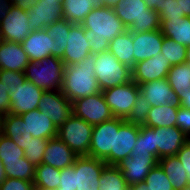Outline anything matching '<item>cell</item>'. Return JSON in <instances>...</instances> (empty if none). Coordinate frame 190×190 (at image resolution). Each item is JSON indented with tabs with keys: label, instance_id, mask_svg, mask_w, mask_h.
I'll return each instance as SVG.
<instances>
[{
	"label": "cell",
	"instance_id": "14",
	"mask_svg": "<svg viewBox=\"0 0 190 190\" xmlns=\"http://www.w3.org/2000/svg\"><path fill=\"white\" fill-rule=\"evenodd\" d=\"M8 92L11 102L10 114L22 115L37 109L44 90L37 87L33 82L26 80L23 84L16 85Z\"/></svg>",
	"mask_w": 190,
	"mask_h": 190
},
{
	"label": "cell",
	"instance_id": "25",
	"mask_svg": "<svg viewBox=\"0 0 190 190\" xmlns=\"http://www.w3.org/2000/svg\"><path fill=\"white\" fill-rule=\"evenodd\" d=\"M33 138L51 139L57 137V127L49 117L35 109L20 115Z\"/></svg>",
	"mask_w": 190,
	"mask_h": 190
},
{
	"label": "cell",
	"instance_id": "11",
	"mask_svg": "<svg viewBox=\"0 0 190 190\" xmlns=\"http://www.w3.org/2000/svg\"><path fill=\"white\" fill-rule=\"evenodd\" d=\"M24 1L28 9V22L33 31L44 30L47 26L63 19L62 2Z\"/></svg>",
	"mask_w": 190,
	"mask_h": 190
},
{
	"label": "cell",
	"instance_id": "18",
	"mask_svg": "<svg viewBox=\"0 0 190 190\" xmlns=\"http://www.w3.org/2000/svg\"><path fill=\"white\" fill-rule=\"evenodd\" d=\"M66 43L67 46L64 50V56L61 59L65 65L76 64L91 54L90 44L85 37L82 24L71 25Z\"/></svg>",
	"mask_w": 190,
	"mask_h": 190
},
{
	"label": "cell",
	"instance_id": "24",
	"mask_svg": "<svg viewBox=\"0 0 190 190\" xmlns=\"http://www.w3.org/2000/svg\"><path fill=\"white\" fill-rule=\"evenodd\" d=\"M29 62L21 44L0 40V70L25 72Z\"/></svg>",
	"mask_w": 190,
	"mask_h": 190
},
{
	"label": "cell",
	"instance_id": "49",
	"mask_svg": "<svg viewBox=\"0 0 190 190\" xmlns=\"http://www.w3.org/2000/svg\"><path fill=\"white\" fill-rule=\"evenodd\" d=\"M7 87L0 82V116L10 113L11 102Z\"/></svg>",
	"mask_w": 190,
	"mask_h": 190
},
{
	"label": "cell",
	"instance_id": "7",
	"mask_svg": "<svg viewBox=\"0 0 190 190\" xmlns=\"http://www.w3.org/2000/svg\"><path fill=\"white\" fill-rule=\"evenodd\" d=\"M93 125L72 114L57 129V137L61 139L77 156H88L91 144Z\"/></svg>",
	"mask_w": 190,
	"mask_h": 190
},
{
	"label": "cell",
	"instance_id": "61",
	"mask_svg": "<svg viewBox=\"0 0 190 190\" xmlns=\"http://www.w3.org/2000/svg\"><path fill=\"white\" fill-rule=\"evenodd\" d=\"M56 190H71V189H59V188H58V189H56Z\"/></svg>",
	"mask_w": 190,
	"mask_h": 190
},
{
	"label": "cell",
	"instance_id": "27",
	"mask_svg": "<svg viewBox=\"0 0 190 190\" xmlns=\"http://www.w3.org/2000/svg\"><path fill=\"white\" fill-rule=\"evenodd\" d=\"M104 7L102 0H62L63 19L82 24L94 8Z\"/></svg>",
	"mask_w": 190,
	"mask_h": 190
},
{
	"label": "cell",
	"instance_id": "40",
	"mask_svg": "<svg viewBox=\"0 0 190 190\" xmlns=\"http://www.w3.org/2000/svg\"><path fill=\"white\" fill-rule=\"evenodd\" d=\"M144 183L147 186V190H174L170 180L159 164L149 171L144 179Z\"/></svg>",
	"mask_w": 190,
	"mask_h": 190
},
{
	"label": "cell",
	"instance_id": "17",
	"mask_svg": "<svg viewBox=\"0 0 190 190\" xmlns=\"http://www.w3.org/2000/svg\"><path fill=\"white\" fill-rule=\"evenodd\" d=\"M170 61L164 55L153 56L134 65L132 71V81L137 85L144 84L152 80L166 79L171 69Z\"/></svg>",
	"mask_w": 190,
	"mask_h": 190
},
{
	"label": "cell",
	"instance_id": "47",
	"mask_svg": "<svg viewBox=\"0 0 190 190\" xmlns=\"http://www.w3.org/2000/svg\"><path fill=\"white\" fill-rule=\"evenodd\" d=\"M136 156H154L148 151L147 137L140 131L133 147L130 157Z\"/></svg>",
	"mask_w": 190,
	"mask_h": 190
},
{
	"label": "cell",
	"instance_id": "3",
	"mask_svg": "<svg viewBox=\"0 0 190 190\" xmlns=\"http://www.w3.org/2000/svg\"><path fill=\"white\" fill-rule=\"evenodd\" d=\"M24 0H0V40L21 44L33 31Z\"/></svg>",
	"mask_w": 190,
	"mask_h": 190
},
{
	"label": "cell",
	"instance_id": "50",
	"mask_svg": "<svg viewBox=\"0 0 190 190\" xmlns=\"http://www.w3.org/2000/svg\"><path fill=\"white\" fill-rule=\"evenodd\" d=\"M146 3V6L160 13L164 8H166L172 0H143Z\"/></svg>",
	"mask_w": 190,
	"mask_h": 190
},
{
	"label": "cell",
	"instance_id": "12",
	"mask_svg": "<svg viewBox=\"0 0 190 190\" xmlns=\"http://www.w3.org/2000/svg\"><path fill=\"white\" fill-rule=\"evenodd\" d=\"M106 165L100 159L78 156L74 162L75 190H99V178Z\"/></svg>",
	"mask_w": 190,
	"mask_h": 190
},
{
	"label": "cell",
	"instance_id": "34",
	"mask_svg": "<svg viewBox=\"0 0 190 190\" xmlns=\"http://www.w3.org/2000/svg\"><path fill=\"white\" fill-rule=\"evenodd\" d=\"M99 190H128V185L117 165H106L99 178Z\"/></svg>",
	"mask_w": 190,
	"mask_h": 190
},
{
	"label": "cell",
	"instance_id": "54",
	"mask_svg": "<svg viewBox=\"0 0 190 190\" xmlns=\"http://www.w3.org/2000/svg\"><path fill=\"white\" fill-rule=\"evenodd\" d=\"M128 190H147V186L144 182H141L128 186Z\"/></svg>",
	"mask_w": 190,
	"mask_h": 190
},
{
	"label": "cell",
	"instance_id": "6",
	"mask_svg": "<svg viewBox=\"0 0 190 190\" xmlns=\"http://www.w3.org/2000/svg\"><path fill=\"white\" fill-rule=\"evenodd\" d=\"M94 74L101 91L132 81L131 69L109 51L95 54Z\"/></svg>",
	"mask_w": 190,
	"mask_h": 190
},
{
	"label": "cell",
	"instance_id": "42",
	"mask_svg": "<svg viewBox=\"0 0 190 190\" xmlns=\"http://www.w3.org/2000/svg\"><path fill=\"white\" fill-rule=\"evenodd\" d=\"M26 81L24 72L0 70V82L12 90L16 85L23 84Z\"/></svg>",
	"mask_w": 190,
	"mask_h": 190
},
{
	"label": "cell",
	"instance_id": "52",
	"mask_svg": "<svg viewBox=\"0 0 190 190\" xmlns=\"http://www.w3.org/2000/svg\"><path fill=\"white\" fill-rule=\"evenodd\" d=\"M181 11L184 12L185 17H190V0H177Z\"/></svg>",
	"mask_w": 190,
	"mask_h": 190
},
{
	"label": "cell",
	"instance_id": "55",
	"mask_svg": "<svg viewBox=\"0 0 190 190\" xmlns=\"http://www.w3.org/2000/svg\"><path fill=\"white\" fill-rule=\"evenodd\" d=\"M7 179V175L4 169V165L0 159V185Z\"/></svg>",
	"mask_w": 190,
	"mask_h": 190
},
{
	"label": "cell",
	"instance_id": "44",
	"mask_svg": "<svg viewBox=\"0 0 190 190\" xmlns=\"http://www.w3.org/2000/svg\"><path fill=\"white\" fill-rule=\"evenodd\" d=\"M176 127L181 130L187 138L190 136V109L178 106Z\"/></svg>",
	"mask_w": 190,
	"mask_h": 190
},
{
	"label": "cell",
	"instance_id": "5",
	"mask_svg": "<svg viewBox=\"0 0 190 190\" xmlns=\"http://www.w3.org/2000/svg\"><path fill=\"white\" fill-rule=\"evenodd\" d=\"M65 64L55 56H48L39 62L30 61L25 69L26 80L44 91L61 90Z\"/></svg>",
	"mask_w": 190,
	"mask_h": 190
},
{
	"label": "cell",
	"instance_id": "33",
	"mask_svg": "<svg viewBox=\"0 0 190 190\" xmlns=\"http://www.w3.org/2000/svg\"><path fill=\"white\" fill-rule=\"evenodd\" d=\"M61 170L42 163L36 166L34 187L35 190H56L60 186Z\"/></svg>",
	"mask_w": 190,
	"mask_h": 190
},
{
	"label": "cell",
	"instance_id": "46",
	"mask_svg": "<svg viewBox=\"0 0 190 190\" xmlns=\"http://www.w3.org/2000/svg\"><path fill=\"white\" fill-rule=\"evenodd\" d=\"M160 20L161 19H180L184 18V12L181 11L177 0H172V2L164 8L160 13Z\"/></svg>",
	"mask_w": 190,
	"mask_h": 190
},
{
	"label": "cell",
	"instance_id": "32",
	"mask_svg": "<svg viewBox=\"0 0 190 190\" xmlns=\"http://www.w3.org/2000/svg\"><path fill=\"white\" fill-rule=\"evenodd\" d=\"M166 79L178 97L188 95L190 93V64L184 62L173 65Z\"/></svg>",
	"mask_w": 190,
	"mask_h": 190
},
{
	"label": "cell",
	"instance_id": "28",
	"mask_svg": "<svg viewBox=\"0 0 190 190\" xmlns=\"http://www.w3.org/2000/svg\"><path fill=\"white\" fill-rule=\"evenodd\" d=\"M160 30L165 38H170L187 48L190 46V17L161 19Z\"/></svg>",
	"mask_w": 190,
	"mask_h": 190
},
{
	"label": "cell",
	"instance_id": "59",
	"mask_svg": "<svg viewBox=\"0 0 190 190\" xmlns=\"http://www.w3.org/2000/svg\"><path fill=\"white\" fill-rule=\"evenodd\" d=\"M1 116H0V134L2 133V130H1Z\"/></svg>",
	"mask_w": 190,
	"mask_h": 190
},
{
	"label": "cell",
	"instance_id": "30",
	"mask_svg": "<svg viewBox=\"0 0 190 190\" xmlns=\"http://www.w3.org/2000/svg\"><path fill=\"white\" fill-rule=\"evenodd\" d=\"M158 164L167 175L174 190H183L187 186H190L187 180V174L183 168L184 166L176 155L161 158L158 160Z\"/></svg>",
	"mask_w": 190,
	"mask_h": 190
},
{
	"label": "cell",
	"instance_id": "19",
	"mask_svg": "<svg viewBox=\"0 0 190 190\" xmlns=\"http://www.w3.org/2000/svg\"><path fill=\"white\" fill-rule=\"evenodd\" d=\"M21 45L32 62H39L48 56H55V40L45 29L31 31Z\"/></svg>",
	"mask_w": 190,
	"mask_h": 190
},
{
	"label": "cell",
	"instance_id": "2",
	"mask_svg": "<svg viewBox=\"0 0 190 190\" xmlns=\"http://www.w3.org/2000/svg\"><path fill=\"white\" fill-rule=\"evenodd\" d=\"M95 54L73 65H65L61 92L71 102L101 93L100 86L94 74Z\"/></svg>",
	"mask_w": 190,
	"mask_h": 190
},
{
	"label": "cell",
	"instance_id": "10",
	"mask_svg": "<svg viewBox=\"0 0 190 190\" xmlns=\"http://www.w3.org/2000/svg\"><path fill=\"white\" fill-rule=\"evenodd\" d=\"M73 114L91 125H97L114 116L101 93L72 102Z\"/></svg>",
	"mask_w": 190,
	"mask_h": 190
},
{
	"label": "cell",
	"instance_id": "57",
	"mask_svg": "<svg viewBox=\"0 0 190 190\" xmlns=\"http://www.w3.org/2000/svg\"><path fill=\"white\" fill-rule=\"evenodd\" d=\"M185 62L190 64V46L187 48L186 61Z\"/></svg>",
	"mask_w": 190,
	"mask_h": 190
},
{
	"label": "cell",
	"instance_id": "21",
	"mask_svg": "<svg viewBox=\"0 0 190 190\" xmlns=\"http://www.w3.org/2000/svg\"><path fill=\"white\" fill-rule=\"evenodd\" d=\"M140 92L145 96L149 105L153 106H168L179 105V97L172 90L167 79L152 80L139 85Z\"/></svg>",
	"mask_w": 190,
	"mask_h": 190
},
{
	"label": "cell",
	"instance_id": "36",
	"mask_svg": "<svg viewBox=\"0 0 190 190\" xmlns=\"http://www.w3.org/2000/svg\"><path fill=\"white\" fill-rule=\"evenodd\" d=\"M8 178L34 181L36 166L23 157L22 161L3 163Z\"/></svg>",
	"mask_w": 190,
	"mask_h": 190
},
{
	"label": "cell",
	"instance_id": "13",
	"mask_svg": "<svg viewBox=\"0 0 190 190\" xmlns=\"http://www.w3.org/2000/svg\"><path fill=\"white\" fill-rule=\"evenodd\" d=\"M37 109L49 117L57 128L73 114L72 102L60 90L44 91Z\"/></svg>",
	"mask_w": 190,
	"mask_h": 190
},
{
	"label": "cell",
	"instance_id": "53",
	"mask_svg": "<svg viewBox=\"0 0 190 190\" xmlns=\"http://www.w3.org/2000/svg\"><path fill=\"white\" fill-rule=\"evenodd\" d=\"M182 108L190 109V93L179 97V105Z\"/></svg>",
	"mask_w": 190,
	"mask_h": 190
},
{
	"label": "cell",
	"instance_id": "22",
	"mask_svg": "<svg viewBox=\"0 0 190 190\" xmlns=\"http://www.w3.org/2000/svg\"><path fill=\"white\" fill-rule=\"evenodd\" d=\"M163 37L164 35L160 29L144 33H132L134 65L140 61L159 55L161 53Z\"/></svg>",
	"mask_w": 190,
	"mask_h": 190
},
{
	"label": "cell",
	"instance_id": "41",
	"mask_svg": "<svg viewBox=\"0 0 190 190\" xmlns=\"http://www.w3.org/2000/svg\"><path fill=\"white\" fill-rule=\"evenodd\" d=\"M47 143L48 139L46 138H32L27 149L24 150V157L35 166L42 164V158Z\"/></svg>",
	"mask_w": 190,
	"mask_h": 190
},
{
	"label": "cell",
	"instance_id": "15",
	"mask_svg": "<svg viewBox=\"0 0 190 190\" xmlns=\"http://www.w3.org/2000/svg\"><path fill=\"white\" fill-rule=\"evenodd\" d=\"M187 140L176 126L154 128V156L159 160L176 155Z\"/></svg>",
	"mask_w": 190,
	"mask_h": 190
},
{
	"label": "cell",
	"instance_id": "1",
	"mask_svg": "<svg viewBox=\"0 0 190 190\" xmlns=\"http://www.w3.org/2000/svg\"><path fill=\"white\" fill-rule=\"evenodd\" d=\"M85 37L90 44V53L99 54L109 49V43L127 27L117 17L113 8H94L82 23Z\"/></svg>",
	"mask_w": 190,
	"mask_h": 190
},
{
	"label": "cell",
	"instance_id": "43",
	"mask_svg": "<svg viewBox=\"0 0 190 190\" xmlns=\"http://www.w3.org/2000/svg\"><path fill=\"white\" fill-rule=\"evenodd\" d=\"M0 190H35L33 181L8 178L0 185Z\"/></svg>",
	"mask_w": 190,
	"mask_h": 190
},
{
	"label": "cell",
	"instance_id": "4",
	"mask_svg": "<svg viewBox=\"0 0 190 190\" xmlns=\"http://www.w3.org/2000/svg\"><path fill=\"white\" fill-rule=\"evenodd\" d=\"M113 9L131 33L160 29L159 13L149 9L143 0H119Z\"/></svg>",
	"mask_w": 190,
	"mask_h": 190
},
{
	"label": "cell",
	"instance_id": "38",
	"mask_svg": "<svg viewBox=\"0 0 190 190\" xmlns=\"http://www.w3.org/2000/svg\"><path fill=\"white\" fill-rule=\"evenodd\" d=\"M150 109L151 106L149 105V102L139 91L135 104L131 108L129 115L125 119V122L133 123L139 126L144 125L147 122Z\"/></svg>",
	"mask_w": 190,
	"mask_h": 190
},
{
	"label": "cell",
	"instance_id": "23",
	"mask_svg": "<svg viewBox=\"0 0 190 190\" xmlns=\"http://www.w3.org/2000/svg\"><path fill=\"white\" fill-rule=\"evenodd\" d=\"M77 157V154L61 139L54 137L48 139V143L43 154L42 163L61 170L72 166Z\"/></svg>",
	"mask_w": 190,
	"mask_h": 190
},
{
	"label": "cell",
	"instance_id": "8",
	"mask_svg": "<svg viewBox=\"0 0 190 190\" xmlns=\"http://www.w3.org/2000/svg\"><path fill=\"white\" fill-rule=\"evenodd\" d=\"M124 122V119L113 117L94 125L88 156L104 161L114 151L115 131H119Z\"/></svg>",
	"mask_w": 190,
	"mask_h": 190
},
{
	"label": "cell",
	"instance_id": "20",
	"mask_svg": "<svg viewBox=\"0 0 190 190\" xmlns=\"http://www.w3.org/2000/svg\"><path fill=\"white\" fill-rule=\"evenodd\" d=\"M158 164L155 156L128 157L117 166L123 174L128 186L144 182L149 171Z\"/></svg>",
	"mask_w": 190,
	"mask_h": 190
},
{
	"label": "cell",
	"instance_id": "26",
	"mask_svg": "<svg viewBox=\"0 0 190 190\" xmlns=\"http://www.w3.org/2000/svg\"><path fill=\"white\" fill-rule=\"evenodd\" d=\"M1 130L2 134L14 140V143L23 150L27 149L33 138L20 115L9 113L2 116Z\"/></svg>",
	"mask_w": 190,
	"mask_h": 190
},
{
	"label": "cell",
	"instance_id": "56",
	"mask_svg": "<svg viewBox=\"0 0 190 190\" xmlns=\"http://www.w3.org/2000/svg\"><path fill=\"white\" fill-rule=\"evenodd\" d=\"M104 3V7L114 8L119 0H102Z\"/></svg>",
	"mask_w": 190,
	"mask_h": 190
},
{
	"label": "cell",
	"instance_id": "16",
	"mask_svg": "<svg viewBox=\"0 0 190 190\" xmlns=\"http://www.w3.org/2000/svg\"><path fill=\"white\" fill-rule=\"evenodd\" d=\"M139 132V125L124 122L119 127V131H115L114 151H111L104 162L107 165H118L121 161L130 157Z\"/></svg>",
	"mask_w": 190,
	"mask_h": 190
},
{
	"label": "cell",
	"instance_id": "37",
	"mask_svg": "<svg viewBox=\"0 0 190 190\" xmlns=\"http://www.w3.org/2000/svg\"><path fill=\"white\" fill-rule=\"evenodd\" d=\"M187 47L178 44L176 41L163 37L161 54L166 60L170 61V65H179L186 61Z\"/></svg>",
	"mask_w": 190,
	"mask_h": 190
},
{
	"label": "cell",
	"instance_id": "29",
	"mask_svg": "<svg viewBox=\"0 0 190 190\" xmlns=\"http://www.w3.org/2000/svg\"><path fill=\"white\" fill-rule=\"evenodd\" d=\"M132 33L126 30L120 35H117L109 43L108 51L122 64L130 69L134 67V48H133Z\"/></svg>",
	"mask_w": 190,
	"mask_h": 190
},
{
	"label": "cell",
	"instance_id": "39",
	"mask_svg": "<svg viewBox=\"0 0 190 190\" xmlns=\"http://www.w3.org/2000/svg\"><path fill=\"white\" fill-rule=\"evenodd\" d=\"M24 150L14 143V140L0 134V159L2 163L22 161Z\"/></svg>",
	"mask_w": 190,
	"mask_h": 190
},
{
	"label": "cell",
	"instance_id": "45",
	"mask_svg": "<svg viewBox=\"0 0 190 190\" xmlns=\"http://www.w3.org/2000/svg\"><path fill=\"white\" fill-rule=\"evenodd\" d=\"M59 189L75 190V169L74 164L70 167L61 169V180Z\"/></svg>",
	"mask_w": 190,
	"mask_h": 190
},
{
	"label": "cell",
	"instance_id": "35",
	"mask_svg": "<svg viewBox=\"0 0 190 190\" xmlns=\"http://www.w3.org/2000/svg\"><path fill=\"white\" fill-rule=\"evenodd\" d=\"M71 25L72 23L67 20L61 19L45 28L46 32L55 40V57L63 58Z\"/></svg>",
	"mask_w": 190,
	"mask_h": 190
},
{
	"label": "cell",
	"instance_id": "51",
	"mask_svg": "<svg viewBox=\"0 0 190 190\" xmlns=\"http://www.w3.org/2000/svg\"><path fill=\"white\" fill-rule=\"evenodd\" d=\"M140 131L147 137L148 151L154 155V141H153L154 128L141 125Z\"/></svg>",
	"mask_w": 190,
	"mask_h": 190
},
{
	"label": "cell",
	"instance_id": "9",
	"mask_svg": "<svg viewBox=\"0 0 190 190\" xmlns=\"http://www.w3.org/2000/svg\"><path fill=\"white\" fill-rule=\"evenodd\" d=\"M140 91L134 81L102 91L104 99L115 118L126 119Z\"/></svg>",
	"mask_w": 190,
	"mask_h": 190
},
{
	"label": "cell",
	"instance_id": "58",
	"mask_svg": "<svg viewBox=\"0 0 190 190\" xmlns=\"http://www.w3.org/2000/svg\"><path fill=\"white\" fill-rule=\"evenodd\" d=\"M44 1H50V2H62V0H44Z\"/></svg>",
	"mask_w": 190,
	"mask_h": 190
},
{
	"label": "cell",
	"instance_id": "60",
	"mask_svg": "<svg viewBox=\"0 0 190 190\" xmlns=\"http://www.w3.org/2000/svg\"><path fill=\"white\" fill-rule=\"evenodd\" d=\"M183 190H190V186H187L185 189H183Z\"/></svg>",
	"mask_w": 190,
	"mask_h": 190
},
{
	"label": "cell",
	"instance_id": "31",
	"mask_svg": "<svg viewBox=\"0 0 190 190\" xmlns=\"http://www.w3.org/2000/svg\"><path fill=\"white\" fill-rule=\"evenodd\" d=\"M177 111L178 106L176 105L153 106L144 125L150 128L176 126Z\"/></svg>",
	"mask_w": 190,
	"mask_h": 190
},
{
	"label": "cell",
	"instance_id": "48",
	"mask_svg": "<svg viewBox=\"0 0 190 190\" xmlns=\"http://www.w3.org/2000/svg\"><path fill=\"white\" fill-rule=\"evenodd\" d=\"M176 157L184 166L185 172L187 174V180L190 184V142H186L181 149L177 152Z\"/></svg>",
	"mask_w": 190,
	"mask_h": 190
}]
</instances>
